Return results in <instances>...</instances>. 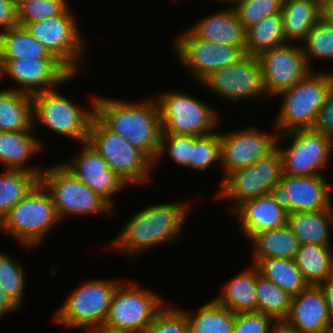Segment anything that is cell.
Listing matches in <instances>:
<instances>
[{
  "label": "cell",
  "mask_w": 333,
  "mask_h": 333,
  "mask_svg": "<svg viewBox=\"0 0 333 333\" xmlns=\"http://www.w3.org/2000/svg\"><path fill=\"white\" fill-rule=\"evenodd\" d=\"M147 99L133 102L97 96L95 115L109 129L141 150L155 165L162 126L157 102Z\"/></svg>",
  "instance_id": "1"
},
{
  "label": "cell",
  "mask_w": 333,
  "mask_h": 333,
  "mask_svg": "<svg viewBox=\"0 0 333 333\" xmlns=\"http://www.w3.org/2000/svg\"><path fill=\"white\" fill-rule=\"evenodd\" d=\"M189 205L175 201L143 207L127 221L109 246L129 256H139L160 244L176 241L190 213Z\"/></svg>",
  "instance_id": "2"
},
{
  "label": "cell",
  "mask_w": 333,
  "mask_h": 333,
  "mask_svg": "<svg viewBox=\"0 0 333 333\" xmlns=\"http://www.w3.org/2000/svg\"><path fill=\"white\" fill-rule=\"evenodd\" d=\"M333 87V72L311 71L302 81L276 96H283L274 128L279 134L314 128L318 114ZM280 131V132H279Z\"/></svg>",
  "instance_id": "3"
},
{
  "label": "cell",
  "mask_w": 333,
  "mask_h": 333,
  "mask_svg": "<svg viewBox=\"0 0 333 333\" xmlns=\"http://www.w3.org/2000/svg\"><path fill=\"white\" fill-rule=\"evenodd\" d=\"M59 222L52 197L39 182L9 210L0 221V228L29 249L41 244Z\"/></svg>",
  "instance_id": "4"
},
{
  "label": "cell",
  "mask_w": 333,
  "mask_h": 333,
  "mask_svg": "<svg viewBox=\"0 0 333 333\" xmlns=\"http://www.w3.org/2000/svg\"><path fill=\"white\" fill-rule=\"evenodd\" d=\"M87 143L127 186L151 181L153 162L125 138L109 129L96 115L90 125Z\"/></svg>",
  "instance_id": "5"
},
{
  "label": "cell",
  "mask_w": 333,
  "mask_h": 333,
  "mask_svg": "<svg viewBox=\"0 0 333 333\" xmlns=\"http://www.w3.org/2000/svg\"><path fill=\"white\" fill-rule=\"evenodd\" d=\"M33 101V127L38 123L61 137L86 143L90 125L95 115V97L90 108L75 105L56 88L31 96ZM37 121V124H36Z\"/></svg>",
  "instance_id": "6"
},
{
  "label": "cell",
  "mask_w": 333,
  "mask_h": 333,
  "mask_svg": "<svg viewBox=\"0 0 333 333\" xmlns=\"http://www.w3.org/2000/svg\"><path fill=\"white\" fill-rule=\"evenodd\" d=\"M121 282L101 278L83 281L59 307L54 323L84 330L104 324L114 292Z\"/></svg>",
  "instance_id": "7"
},
{
  "label": "cell",
  "mask_w": 333,
  "mask_h": 333,
  "mask_svg": "<svg viewBox=\"0 0 333 333\" xmlns=\"http://www.w3.org/2000/svg\"><path fill=\"white\" fill-rule=\"evenodd\" d=\"M161 134L207 135L216 130L219 115L213 107L185 92L171 90L156 98Z\"/></svg>",
  "instance_id": "8"
},
{
  "label": "cell",
  "mask_w": 333,
  "mask_h": 333,
  "mask_svg": "<svg viewBox=\"0 0 333 333\" xmlns=\"http://www.w3.org/2000/svg\"><path fill=\"white\" fill-rule=\"evenodd\" d=\"M40 183L50 193L61 221L66 216H85L111 212L113 208L99 194L69 172L62 163L45 167Z\"/></svg>",
  "instance_id": "9"
},
{
  "label": "cell",
  "mask_w": 333,
  "mask_h": 333,
  "mask_svg": "<svg viewBox=\"0 0 333 333\" xmlns=\"http://www.w3.org/2000/svg\"><path fill=\"white\" fill-rule=\"evenodd\" d=\"M284 140L291 144L281 147L280 142ZM332 148L333 139L314 128L285 132L277 140L283 174L290 176L324 175L321 170L328 166Z\"/></svg>",
  "instance_id": "10"
},
{
  "label": "cell",
  "mask_w": 333,
  "mask_h": 333,
  "mask_svg": "<svg viewBox=\"0 0 333 333\" xmlns=\"http://www.w3.org/2000/svg\"><path fill=\"white\" fill-rule=\"evenodd\" d=\"M152 291L132 282L118 285L105 320L108 327L145 333L157 313L166 305Z\"/></svg>",
  "instance_id": "11"
},
{
  "label": "cell",
  "mask_w": 333,
  "mask_h": 333,
  "mask_svg": "<svg viewBox=\"0 0 333 333\" xmlns=\"http://www.w3.org/2000/svg\"><path fill=\"white\" fill-rule=\"evenodd\" d=\"M283 161L276 148L270 155L257 160L254 164L230 172L220 183L216 199L234 200L231 211L243 201L269 194L270 190L281 182Z\"/></svg>",
  "instance_id": "12"
},
{
  "label": "cell",
  "mask_w": 333,
  "mask_h": 333,
  "mask_svg": "<svg viewBox=\"0 0 333 333\" xmlns=\"http://www.w3.org/2000/svg\"><path fill=\"white\" fill-rule=\"evenodd\" d=\"M77 25L74 12L68 8L62 15L28 23L25 27L72 74H77L80 58L86 51Z\"/></svg>",
  "instance_id": "13"
},
{
  "label": "cell",
  "mask_w": 333,
  "mask_h": 333,
  "mask_svg": "<svg viewBox=\"0 0 333 333\" xmlns=\"http://www.w3.org/2000/svg\"><path fill=\"white\" fill-rule=\"evenodd\" d=\"M183 32L173 41V51L197 83L211 72L234 64L245 55L240 46L221 45L204 40L189 28Z\"/></svg>",
  "instance_id": "14"
},
{
  "label": "cell",
  "mask_w": 333,
  "mask_h": 333,
  "mask_svg": "<svg viewBox=\"0 0 333 333\" xmlns=\"http://www.w3.org/2000/svg\"><path fill=\"white\" fill-rule=\"evenodd\" d=\"M200 83L210 93L233 102L264 99L267 95L258 56L245 54L236 63L211 72Z\"/></svg>",
  "instance_id": "15"
},
{
  "label": "cell",
  "mask_w": 333,
  "mask_h": 333,
  "mask_svg": "<svg viewBox=\"0 0 333 333\" xmlns=\"http://www.w3.org/2000/svg\"><path fill=\"white\" fill-rule=\"evenodd\" d=\"M301 44L286 43L266 50L258 58L262 67L263 88L267 96H275L293 87L313 71Z\"/></svg>",
  "instance_id": "16"
},
{
  "label": "cell",
  "mask_w": 333,
  "mask_h": 333,
  "mask_svg": "<svg viewBox=\"0 0 333 333\" xmlns=\"http://www.w3.org/2000/svg\"><path fill=\"white\" fill-rule=\"evenodd\" d=\"M278 136L277 131L269 134L254 127L219 133L224 176L270 155L277 148Z\"/></svg>",
  "instance_id": "17"
},
{
  "label": "cell",
  "mask_w": 333,
  "mask_h": 333,
  "mask_svg": "<svg viewBox=\"0 0 333 333\" xmlns=\"http://www.w3.org/2000/svg\"><path fill=\"white\" fill-rule=\"evenodd\" d=\"M326 175L290 176L283 174L281 182L271 190L272 198L288 213L320 211L332 204Z\"/></svg>",
  "instance_id": "18"
},
{
  "label": "cell",
  "mask_w": 333,
  "mask_h": 333,
  "mask_svg": "<svg viewBox=\"0 0 333 333\" xmlns=\"http://www.w3.org/2000/svg\"><path fill=\"white\" fill-rule=\"evenodd\" d=\"M4 71L19 87H12L11 90L20 93L34 95L44 91L57 88L66 81L74 78L77 74H72L57 59H16L2 60Z\"/></svg>",
  "instance_id": "19"
},
{
  "label": "cell",
  "mask_w": 333,
  "mask_h": 333,
  "mask_svg": "<svg viewBox=\"0 0 333 333\" xmlns=\"http://www.w3.org/2000/svg\"><path fill=\"white\" fill-rule=\"evenodd\" d=\"M73 159L67 163L62 162V165L113 207V197L126 189L124 181L87 142L81 143V150Z\"/></svg>",
  "instance_id": "20"
},
{
  "label": "cell",
  "mask_w": 333,
  "mask_h": 333,
  "mask_svg": "<svg viewBox=\"0 0 333 333\" xmlns=\"http://www.w3.org/2000/svg\"><path fill=\"white\" fill-rule=\"evenodd\" d=\"M298 333H333L324 291L320 285H308L291 300L284 320Z\"/></svg>",
  "instance_id": "21"
},
{
  "label": "cell",
  "mask_w": 333,
  "mask_h": 333,
  "mask_svg": "<svg viewBox=\"0 0 333 333\" xmlns=\"http://www.w3.org/2000/svg\"><path fill=\"white\" fill-rule=\"evenodd\" d=\"M239 218L246 238L263 231L274 230L287 224V214L270 194L243 201L232 211Z\"/></svg>",
  "instance_id": "22"
},
{
  "label": "cell",
  "mask_w": 333,
  "mask_h": 333,
  "mask_svg": "<svg viewBox=\"0 0 333 333\" xmlns=\"http://www.w3.org/2000/svg\"><path fill=\"white\" fill-rule=\"evenodd\" d=\"M225 9L205 16L198 24L190 27V30L204 40L221 45L240 46L245 50L246 29L233 7Z\"/></svg>",
  "instance_id": "23"
},
{
  "label": "cell",
  "mask_w": 333,
  "mask_h": 333,
  "mask_svg": "<svg viewBox=\"0 0 333 333\" xmlns=\"http://www.w3.org/2000/svg\"><path fill=\"white\" fill-rule=\"evenodd\" d=\"M32 132L0 131V163L3 167L5 166V169L32 172L40 178L43 168L29 167L27 164L34 155L38 154L37 152L44 148V144L31 134Z\"/></svg>",
  "instance_id": "24"
},
{
  "label": "cell",
  "mask_w": 333,
  "mask_h": 333,
  "mask_svg": "<svg viewBox=\"0 0 333 333\" xmlns=\"http://www.w3.org/2000/svg\"><path fill=\"white\" fill-rule=\"evenodd\" d=\"M287 225L300 245L331 246L330 230L333 226V206L320 211H298L287 214Z\"/></svg>",
  "instance_id": "25"
},
{
  "label": "cell",
  "mask_w": 333,
  "mask_h": 333,
  "mask_svg": "<svg viewBox=\"0 0 333 333\" xmlns=\"http://www.w3.org/2000/svg\"><path fill=\"white\" fill-rule=\"evenodd\" d=\"M249 267L226 282L221 295L214 298L236 314L257 311L256 275L259 270L255 264Z\"/></svg>",
  "instance_id": "26"
},
{
  "label": "cell",
  "mask_w": 333,
  "mask_h": 333,
  "mask_svg": "<svg viewBox=\"0 0 333 333\" xmlns=\"http://www.w3.org/2000/svg\"><path fill=\"white\" fill-rule=\"evenodd\" d=\"M280 14L286 32V43L292 40L293 43H301L322 18V3L320 0H285Z\"/></svg>",
  "instance_id": "27"
},
{
  "label": "cell",
  "mask_w": 333,
  "mask_h": 333,
  "mask_svg": "<svg viewBox=\"0 0 333 333\" xmlns=\"http://www.w3.org/2000/svg\"><path fill=\"white\" fill-rule=\"evenodd\" d=\"M248 242H251V264L266 258L294 259L300 247L298 238L286 224L283 227L263 231L254 234Z\"/></svg>",
  "instance_id": "28"
},
{
  "label": "cell",
  "mask_w": 333,
  "mask_h": 333,
  "mask_svg": "<svg viewBox=\"0 0 333 333\" xmlns=\"http://www.w3.org/2000/svg\"><path fill=\"white\" fill-rule=\"evenodd\" d=\"M33 101L31 95L0 90V131H33Z\"/></svg>",
  "instance_id": "29"
},
{
  "label": "cell",
  "mask_w": 333,
  "mask_h": 333,
  "mask_svg": "<svg viewBox=\"0 0 333 333\" xmlns=\"http://www.w3.org/2000/svg\"><path fill=\"white\" fill-rule=\"evenodd\" d=\"M332 251L331 246L300 245L294 260L309 285H320L333 276Z\"/></svg>",
  "instance_id": "30"
},
{
  "label": "cell",
  "mask_w": 333,
  "mask_h": 333,
  "mask_svg": "<svg viewBox=\"0 0 333 333\" xmlns=\"http://www.w3.org/2000/svg\"><path fill=\"white\" fill-rule=\"evenodd\" d=\"M1 60L56 59L26 27L17 25L0 34Z\"/></svg>",
  "instance_id": "31"
},
{
  "label": "cell",
  "mask_w": 333,
  "mask_h": 333,
  "mask_svg": "<svg viewBox=\"0 0 333 333\" xmlns=\"http://www.w3.org/2000/svg\"><path fill=\"white\" fill-rule=\"evenodd\" d=\"M189 325L190 333H232L236 313L214 299L203 304L196 313L181 309Z\"/></svg>",
  "instance_id": "32"
},
{
  "label": "cell",
  "mask_w": 333,
  "mask_h": 333,
  "mask_svg": "<svg viewBox=\"0 0 333 333\" xmlns=\"http://www.w3.org/2000/svg\"><path fill=\"white\" fill-rule=\"evenodd\" d=\"M286 44V32L281 14L264 18L245 32L246 55L259 56L266 50Z\"/></svg>",
  "instance_id": "33"
},
{
  "label": "cell",
  "mask_w": 333,
  "mask_h": 333,
  "mask_svg": "<svg viewBox=\"0 0 333 333\" xmlns=\"http://www.w3.org/2000/svg\"><path fill=\"white\" fill-rule=\"evenodd\" d=\"M255 265L264 278L272 281L292 297L309 285L294 259L266 258L258 260Z\"/></svg>",
  "instance_id": "34"
},
{
  "label": "cell",
  "mask_w": 333,
  "mask_h": 333,
  "mask_svg": "<svg viewBox=\"0 0 333 333\" xmlns=\"http://www.w3.org/2000/svg\"><path fill=\"white\" fill-rule=\"evenodd\" d=\"M40 182L32 172L5 169L0 174V221Z\"/></svg>",
  "instance_id": "35"
},
{
  "label": "cell",
  "mask_w": 333,
  "mask_h": 333,
  "mask_svg": "<svg viewBox=\"0 0 333 333\" xmlns=\"http://www.w3.org/2000/svg\"><path fill=\"white\" fill-rule=\"evenodd\" d=\"M257 312L272 317L276 322L284 321L288 316L292 296L264 278L256 275Z\"/></svg>",
  "instance_id": "36"
},
{
  "label": "cell",
  "mask_w": 333,
  "mask_h": 333,
  "mask_svg": "<svg viewBox=\"0 0 333 333\" xmlns=\"http://www.w3.org/2000/svg\"><path fill=\"white\" fill-rule=\"evenodd\" d=\"M300 44L311 69L312 58L317 61L333 60V25L322 17Z\"/></svg>",
  "instance_id": "37"
},
{
  "label": "cell",
  "mask_w": 333,
  "mask_h": 333,
  "mask_svg": "<svg viewBox=\"0 0 333 333\" xmlns=\"http://www.w3.org/2000/svg\"><path fill=\"white\" fill-rule=\"evenodd\" d=\"M25 270L16 258L0 252V287L21 307L25 294Z\"/></svg>",
  "instance_id": "38"
},
{
  "label": "cell",
  "mask_w": 333,
  "mask_h": 333,
  "mask_svg": "<svg viewBox=\"0 0 333 333\" xmlns=\"http://www.w3.org/2000/svg\"><path fill=\"white\" fill-rule=\"evenodd\" d=\"M64 0H23L17 5V23L25 27L28 23L62 15L69 5Z\"/></svg>",
  "instance_id": "39"
},
{
  "label": "cell",
  "mask_w": 333,
  "mask_h": 333,
  "mask_svg": "<svg viewBox=\"0 0 333 333\" xmlns=\"http://www.w3.org/2000/svg\"><path fill=\"white\" fill-rule=\"evenodd\" d=\"M219 132L202 136H192V159L190 169L207 170L214 162L221 161Z\"/></svg>",
  "instance_id": "40"
},
{
  "label": "cell",
  "mask_w": 333,
  "mask_h": 333,
  "mask_svg": "<svg viewBox=\"0 0 333 333\" xmlns=\"http://www.w3.org/2000/svg\"><path fill=\"white\" fill-rule=\"evenodd\" d=\"M283 3L284 0H240L233 8L247 29L264 18L280 14Z\"/></svg>",
  "instance_id": "41"
},
{
  "label": "cell",
  "mask_w": 333,
  "mask_h": 333,
  "mask_svg": "<svg viewBox=\"0 0 333 333\" xmlns=\"http://www.w3.org/2000/svg\"><path fill=\"white\" fill-rule=\"evenodd\" d=\"M145 333H190V329L184 312L171 303H166Z\"/></svg>",
  "instance_id": "42"
},
{
  "label": "cell",
  "mask_w": 333,
  "mask_h": 333,
  "mask_svg": "<svg viewBox=\"0 0 333 333\" xmlns=\"http://www.w3.org/2000/svg\"><path fill=\"white\" fill-rule=\"evenodd\" d=\"M166 152L177 164L190 169L192 159V136L161 134L159 152L155 162Z\"/></svg>",
  "instance_id": "43"
},
{
  "label": "cell",
  "mask_w": 333,
  "mask_h": 333,
  "mask_svg": "<svg viewBox=\"0 0 333 333\" xmlns=\"http://www.w3.org/2000/svg\"><path fill=\"white\" fill-rule=\"evenodd\" d=\"M276 321L261 312L237 313L232 333H269Z\"/></svg>",
  "instance_id": "44"
},
{
  "label": "cell",
  "mask_w": 333,
  "mask_h": 333,
  "mask_svg": "<svg viewBox=\"0 0 333 333\" xmlns=\"http://www.w3.org/2000/svg\"><path fill=\"white\" fill-rule=\"evenodd\" d=\"M314 129L333 139V87L330 89L321 107Z\"/></svg>",
  "instance_id": "45"
},
{
  "label": "cell",
  "mask_w": 333,
  "mask_h": 333,
  "mask_svg": "<svg viewBox=\"0 0 333 333\" xmlns=\"http://www.w3.org/2000/svg\"><path fill=\"white\" fill-rule=\"evenodd\" d=\"M17 25V5L11 0H0V34Z\"/></svg>",
  "instance_id": "46"
},
{
  "label": "cell",
  "mask_w": 333,
  "mask_h": 333,
  "mask_svg": "<svg viewBox=\"0 0 333 333\" xmlns=\"http://www.w3.org/2000/svg\"><path fill=\"white\" fill-rule=\"evenodd\" d=\"M17 309L19 310L20 307L0 287V320Z\"/></svg>",
  "instance_id": "47"
},
{
  "label": "cell",
  "mask_w": 333,
  "mask_h": 333,
  "mask_svg": "<svg viewBox=\"0 0 333 333\" xmlns=\"http://www.w3.org/2000/svg\"><path fill=\"white\" fill-rule=\"evenodd\" d=\"M326 297V303L328 306L329 316L333 328V276L327 281L320 284Z\"/></svg>",
  "instance_id": "48"
},
{
  "label": "cell",
  "mask_w": 333,
  "mask_h": 333,
  "mask_svg": "<svg viewBox=\"0 0 333 333\" xmlns=\"http://www.w3.org/2000/svg\"><path fill=\"white\" fill-rule=\"evenodd\" d=\"M89 333H137L134 331L120 330L112 327H108L105 324H101L88 329Z\"/></svg>",
  "instance_id": "49"
},
{
  "label": "cell",
  "mask_w": 333,
  "mask_h": 333,
  "mask_svg": "<svg viewBox=\"0 0 333 333\" xmlns=\"http://www.w3.org/2000/svg\"><path fill=\"white\" fill-rule=\"evenodd\" d=\"M322 17L333 25V0H328L322 4Z\"/></svg>",
  "instance_id": "50"
},
{
  "label": "cell",
  "mask_w": 333,
  "mask_h": 333,
  "mask_svg": "<svg viewBox=\"0 0 333 333\" xmlns=\"http://www.w3.org/2000/svg\"><path fill=\"white\" fill-rule=\"evenodd\" d=\"M269 333H298L295 329L291 328L284 321L276 322Z\"/></svg>",
  "instance_id": "51"
},
{
  "label": "cell",
  "mask_w": 333,
  "mask_h": 333,
  "mask_svg": "<svg viewBox=\"0 0 333 333\" xmlns=\"http://www.w3.org/2000/svg\"><path fill=\"white\" fill-rule=\"evenodd\" d=\"M218 1V0H215ZM220 2H227L229 3L230 7H234L240 0H219Z\"/></svg>",
  "instance_id": "52"
},
{
  "label": "cell",
  "mask_w": 333,
  "mask_h": 333,
  "mask_svg": "<svg viewBox=\"0 0 333 333\" xmlns=\"http://www.w3.org/2000/svg\"><path fill=\"white\" fill-rule=\"evenodd\" d=\"M4 75H5L4 62L0 58V79H3Z\"/></svg>",
  "instance_id": "53"
},
{
  "label": "cell",
  "mask_w": 333,
  "mask_h": 333,
  "mask_svg": "<svg viewBox=\"0 0 333 333\" xmlns=\"http://www.w3.org/2000/svg\"><path fill=\"white\" fill-rule=\"evenodd\" d=\"M11 1L14 2L16 5H18L23 0H11Z\"/></svg>",
  "instance_id": "54"
},
{
  "label": "cell",
  "mask_w": 333,
  "mask_h": 333,
  "mask_svg": "<svg viewBox=\"0 0 333 333\" xmlns=\"http://www.w3.org/2000/svg\"><path fill=\"white\" fill-rule=\"evenodd\" d=\"M326 1H328V0H320V2L323 4L324 2H326Z\"/></svg>",
  "instance_id": "55"
}]
</instances>
